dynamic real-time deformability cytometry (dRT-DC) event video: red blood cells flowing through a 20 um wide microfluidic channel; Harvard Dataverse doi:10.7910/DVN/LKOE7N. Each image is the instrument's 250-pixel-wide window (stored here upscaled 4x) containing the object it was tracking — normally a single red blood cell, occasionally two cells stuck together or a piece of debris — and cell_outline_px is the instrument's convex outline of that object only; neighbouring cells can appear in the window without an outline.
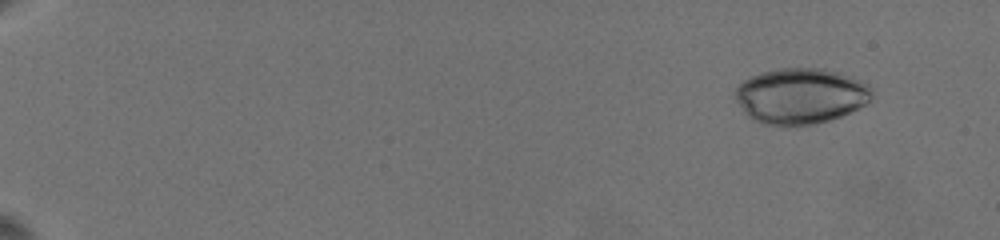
{"species": "common noctule bat (a hibernating species)", "species_latin": "Nyctalus noctula", "temperature_condition": "warm", "stored_images_in_passage": 36, "camera_frame_rate_fps": 3000, "um_per_image_px": 0.085, "animal": {"sex": "female", "body_mass_g": 19.5, "forearm_length_mm": 54.1}, "frame": {"image": 1, "passage_image": 6, "time_ms": 2.0, "image_size_px": [1000, 240], "cell_outline_px": [[872, 100], [832, 120], [812, 124], [784, 128], [764, 124], [752, 120], [744, 112], [736, 100], [736, 88], [744, 80], [752, 76], [764, 72], [780, 68], [824, 68], [860, 80], [868, 84], [872, 88]], "centroid_in_image_um": [68.04, 8.18], "position_along_channel_um": 17.0, "area_um2": 44.56}}
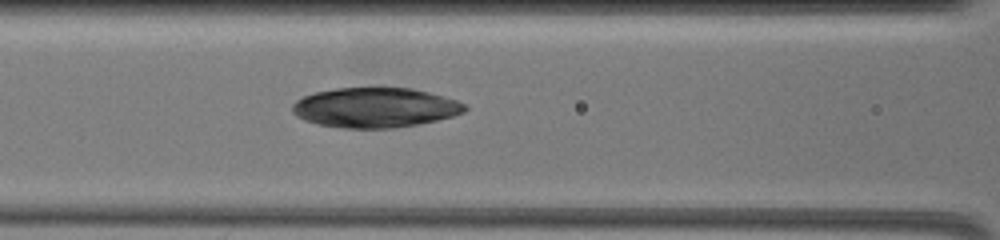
{"frame": {"image": 2, "passage_image": 27, "time_ms": 11.0, "image_size_px": [1000, 240], "cell_outline_px": [[468, 108], [464, 112], [452, 116], [436, 120], [416, 124], [392, 128], [344, 128], [316, 124], [304, 120], [296, 116], [292, 112], [292, 104], [296, 100], [304, 96], [316, 92], [336, 88], [412, 88], [428, 92], [456, 100], [468, 104]], "centroid_in_image_um": [31.87, 9.14], "position_along_channel_um": 134.7, "area_um2": 40.0}}
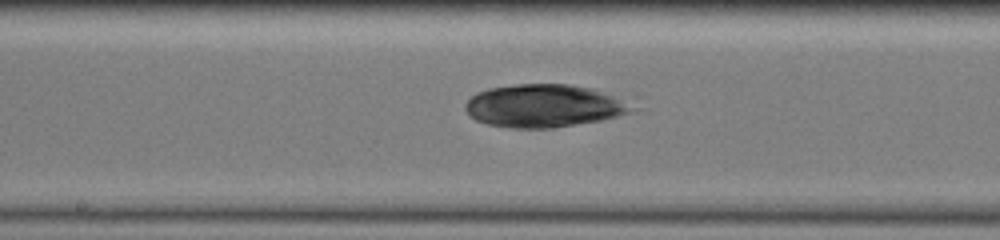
{"frame": {"image": 3, "passage_image": 31, "time_ms": 13.0, "image_size_px": [1000, 240], "cell_outline_px": [[640, 108], [616, 116], [600, 120], [552, 128], [512, 128], [488, 124], [476, 120], [464, 108], [464, 104], [476, 92], [488, 88], [516, 84], [568, 84], [592, 88], [636, 96]], "centroid_in_image_um": [46.47, 8.96], "position_along_channel_um": 201.7, "area_um2": 43.0}}